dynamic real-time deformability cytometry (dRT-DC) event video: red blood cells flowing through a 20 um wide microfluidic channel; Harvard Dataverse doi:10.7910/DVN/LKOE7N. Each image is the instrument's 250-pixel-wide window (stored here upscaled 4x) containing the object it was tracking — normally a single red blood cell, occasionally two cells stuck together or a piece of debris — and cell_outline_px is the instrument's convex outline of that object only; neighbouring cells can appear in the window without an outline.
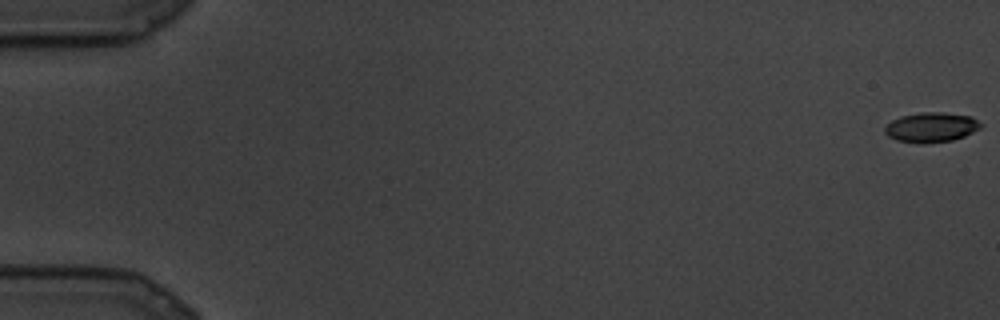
{"species": "common noctule bat (a hibernating species)", "species_latin": "Nyctalus noctula", "temperature_condition": "cold", "stored_images_in_passage": 92, "camera_frame_rate_fps": 3000, "um_per_image_px": 0.085, "animal": {"sex": "male", "body_mass_g": 19.5, "forearm_length_mm": 54.6}, "frame": {"image": 1, "passage_image": 1, "time_ms": 0.0, "image_size_px": [1000, 320], "cell_outline_px": [[984, 124], [980, 128], [964, 136], [952, 140], [924, 144], [920, 144], [896, 140], [888, 136], [884, 132], [884, 128], [892, 120], [900, 116], [920, 112], [944, 112], [972, 116]], "centroid_in_image_um": [79.16, 10.81], "position_along_channel_um": 5.8, "area_um2": 16.88}}
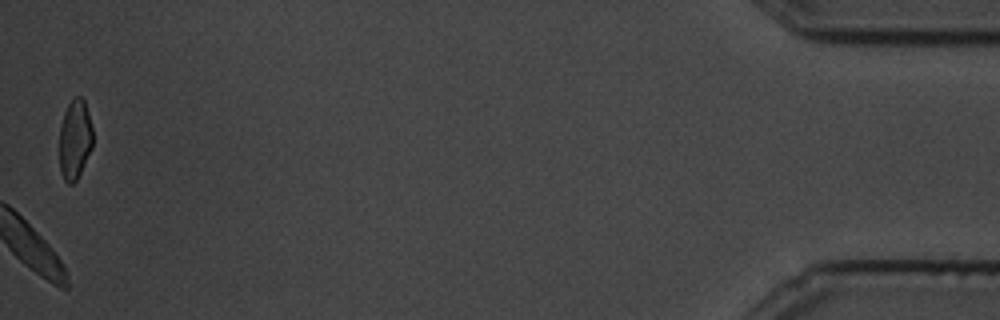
{"frame": {"image": 2, "passage_image": 92, "time_ms": 30.333, "image_size_px": [1000, 320], "cell_outline_px": [[92, 148], [76, 180], [72, 184], [68, 184], [64, 180], [60, 172], [60, 128], [64, 112], [68, 104], [76, 96], [80, 96], [84, 100], [92, 128]], "centroid_in_image_um": [6.36, 11.87], "position_along_channel_um": 428.8, "area_um2": 15.32}}